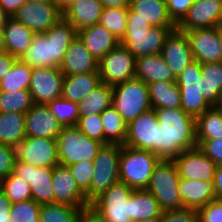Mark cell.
Returning a JSON list of instances; mask_svg holds the SVG:
<instances>
[{
  "label": "cell",
  "mask_w": 222,
  "mask_h": 222,
  "mask_svg": "<svg viewBox=\"0 0 222 222\" xmlns=\"http://www.w3.org/2000/svg\"><path fill=\"white\" fill-rule=\"evenodd\" d=\"M159 129L160 160L173 161L181 152L198 147L195 117L182 108L154 109Z\"/></svg>",
  "instance_id": "1"
},
{
  "label": "cell",
  "mask_w": 222,
  "mask_h": 222,
  "mask_svg": "<svg viewBox=\"0 0 222 222\" xmlns=\"http://www.w3.org/2000/svg\"><path fill=\"white\" fill-rule=\"evenodd\" d=\"M76 37L77 30L62 17L44 34H36L19 60L31 68H60L68 47Z\"/></svg>",
  "instance_id": "2"
},
{
  "label": "cell",
  "mask_w": 222,
  "mask_h": 222,
  "mask_svg": "<svg viewBox=\"0 0 222 222\" xmlns=\"http://www.w3.org/2000/svg\"><path fill=\"white\" fill-rule=\"evenodd\" d=\"M176 27L151 26L138 16L129 6L127 15V28L125 35L120 40L135 58L143 55L160 54L169 34Z\"/></svg>",
  "instance_id": "3"
},
{
  "label": "cell",
  "mask_w": 222,
  "mask_h": 222,
  "mask_svg": "<svg viewBox=\"0 0 222 222\" xmlns=\"http://www.w3.org/2000/svg\"><path fill=\"white\" fill-rule=\"evenodd\" d=\"M159 161L152 151L121 145L119 180L133 189H146Z\"/></svg>",
  "instance_id": "4"
},
{
  "label": "cell",
  "mask_w": 222,
  "mask_h": 222,
  "mask_svg": "<svg viewBox=\"0 0 222 222\" xmlns=\"http://www.w3.org/2000/svg\"><path fill=\"white\" fill-rule=\"evenodd\" d=\"M180 176L173 161L160 160L154 167L146 188L159 203L161 210L184 208L179 194Z\"/></svg>",
  "instance_id": "5"
},
{
  "label": "cell",
  "mask_w": 222,
  "mask_h": 222,
  "mask_svg": "<svg viewBox=\"0 0 222 222\" xmlns=\"http://www.w3.org/2000/svg\"><path fill=\"white\" fill-rule=\"evenodd\" d=\"M112 106L128 125L140 114L152 109L147 84L133 78L113 86Z\"/></svg>",
  "instance_id": "6"
},
{
  "label": "cell",
  "mask_w": 222,
  "mask_h": 222,
  "mask_svg": "<svg viewBox=\"0 0 222 222\" xmlns=\"http://www.w3.org/2000/svg\"><path fill=\"white\" fill-rule=\"evenodd\" d=\"M59 164L68 166L80 161H94L103 145L87 137L77 126L63 127L57 137Z\"/></svg>",
  "instance_id": "7"
},
{
  "label": "cell",
  "mask_w": 222,
  "mask_h": 222,
  "mask_svg": "<svg viewBox=\"0 0 222 222\" xmlns=\"http://www.w3.org/2000/svg\"><path fill=\"white\" fill-rule=\"evenodd\" d=\"M121 145L103 144L94 159V170L91 188L85 194L91 203L101 193L109 189L113 184L119 182V160Z\"/></svg>",
  "instance_id": "8"
},
{
  "label": "cell",
  "mask_w": 222,
  "mask_h": 222,
  "mask_svg": "<svg viewBox=\"0 0 222 222\" xmlns=\"http://www.w3.org/2000/svg\"><path fill=\"white\" fill-rule=\"evenodd\" d=\"M201 71L202 64L193 60L176 78L180 89L181 108L195 118L211 107L202 94Z\"/></svg>",
  "instance_id": "9"
},
{
  "label": "cell",
  "mask_w": 222,
  "mask_h": 222,
  "mask_svg": "<svg viewBox=\"0 0 222 222\" xmlns=\"http://www.w3.org/2000/svg\"><path fill=\"white\" fill-rule=\"evenodd\" d=\"M133 190V188L119 181L96 197L90 206L106 222H131L130 196Z\"/></svg>",
  "instance_id": "10"
},
{
  "label": "cell",
  "mask_w": 222,
  "mask_h": 222,
  "mask_svg": "<svg viewBox=\"0 0 222 222\" xmlns=\"http://www.w3.org/2000/svg\"><path fill=\"white\" fill-rule=\"evenodd\" d=\"M98 71L101 82L113 87L135 78V57L119 43L99 60Z\"/></svg>",
  "instance_id": "11"
},
{
  "label": "cell",
  "mask_w": 222,
  "mask_h": 222,
  "mask_svg": "<svg viewBox=\"0 0 222 222\" xmlns=\"http://www.w3.org/2000/svg\"><path fill=\"white\" fill-rule=\"evenodd\" d=\"M159 121L154 109L140 114L127 125V146L159 154Z\"/></svg>",
  "instance_id": "12"
},
{
  "label": "cell",
  "mask_w": 222,
  "mask_h": 222,
  "mask_svg": "<svg viewBox=\"0 0 222 222\" xmlns=\"http://www.w3.org/2000/svg\"><path fill=\"white\" fill-rule=\"evenodd\" d=\"M16 159L36 167L59 165L57 139L26 137L16 148Z\"/></svg>",
  "instance_id": "13"
},
{
  "label": "cell",
  "mask_w": 222,
  "mask_h": 222,
  "mask_svg": "<svg viewBox=\"0 0 222 222\" xmlns=\"http://www.w3.org/2000/svg\"><path fill=\"white\" fill-rule=\"evenodd\" d=\"M13 17L35 34H44L63 17V12L55 3L26 1Z\"/></svg>",
  "instance_id": "14"
},
{
  "label": "cell",
  "mask_w": 222,
  "mask_h": 222,
  "mask_svg": "<svg viewBox=\"0 0 222 222\" xmlns=\"http://www.w3.org/2000/svg\"><path fill=\"white\" fill-rule=\"evenodd\" d=\"M51 167H36L15 160L13 173L30 185L32 199L39 204L54 203Z\"/></svg>",
  "instance_id": "15"
},
{
  "label": "cell",
  "mask_w": 222,
  "mask_h": 222,
  "mask_svg": "<svg viewBox=\"0 0 222 222\" xmlns=\"http://www.w3.org/2000/svg\"><path fill=\"white\" fill-rule=\"evenodd\" d=\"M64 74L60 68H33L29 91L34 104H48L56 98L62 97Z\"/></svg>",
  "instance_id": "16"
},
{
  "label": "cell",
  "mask_w": 222,
  "mask_h": 222,
  "mask_svg": "<svg viewBox=\"0 0 222 222\" xmlns=\"http://www.w3.org/2000/svg\"><path fill=\"white\" fill-rule=\"evenodd\" d=\"M188 38L194 60L204 63L222 61L218 27L183 31Z\"/></svg>",
  "instance_id": "17"
},
{
  "label": "cell",
  "mask_w": 222,
  "mask_h": 222,
  "mask_svg": "<svg viewBox=\"0 0 222 222\" xmlns=\"http://www.w3.org/2000/svg\"><path fill=\"white\" fill-rule=\"evenodd\" d=\"M173 162L180 178L213 182L217 165L198 147L181 152Z\"/></svg>",
  "instance_id": "18"
},
{
  "label": "cell",
  "mask_w": 222,
  "mask_h": 222,
  "mask_svg": "<svg viewBox=\"0 0 222 222\" xmlns=\"http://www.w3.org/2000/svg\"><path fill=\"white\" fill-rule=\"evenodd\" d=\"M222 24V0H194L183 20L180 31L218 27Z\"/></svg>",
  "instance_id": "19"
},
{
  "label": "cell",
  "mask_w": 222,
  "mask_h": 222,
  "mask_svg": "<svg viewBox=\"0 0 222 222\" xmlns=\"http://www.w3.org/2000/svg\"><path fill=\"white\" fill-rule=\"evenodd\" d=\"M52 182L54 189V203L85 208L90 205L86 195L80 190L76 180L71 175L68 166L53 167Z\"/></svg>",
  "instance_id": "20"
},
{
  "label": "cell",
  "mask_w": 222,
  "mask_h": 222,
  "mask_svg": "<svg viewBox=\"0 0 222 222\" xmlns=\"http://www.w3.org/2000/svg\"><path fill=\"white\" fill-rule=\"evenodd\" d=\"M160 54L176 78L194 60L187 36L177 28L166 38Z\"/></svg>",
  "instance_id": "21"
},
{
  "label": "cell",
  "mask_w": 222,
  "mask_h": 222,
  "mask_svg": "<svg viewBox=\"0 0 222 222\" xmlns=\"http://www.w3.org/2000/svg\"><path fill=\"white\" fill-rule=\"evenodd\" d=\"M26 136L57 139L63 126L54 117L48 107L34 104L25 113Z\"/></svg>",
  "instance_id": "22"
},
{
  "label": "cell",
  "mask_w": 222,
  "mask_h": 222,
  "mask_svg": "<svg viewBox=\"0 0 222 222\" xmlns=\"http://www.w3.org/2000/svg\"><path fill=\"white\" fill-rule=\"evenodd\" d=\"M98 63L99 61L91 55L81 39L77 36L65 53L60 65V71L64 75L99 72Z\"/></svg>",
  "instance_id": "23"
},
{
  "label": "cell",
  "mask_w": 222,
  "mask_h": 222,
  "mask_svg": "<svg viewBox=\"0 0 222 222\" xmlns=\"http://www.w3.org/2000/svg\"><path fill=\"white\" fill-rule=\"evenodd\" d=\"M77 36L97 61L120 43L109 30L99 23L80 29L77 31Z\"/></svg>",
  "instance_id": "24"
},
{
  "label": "cell",
  "mask_w": 222,
  "mask_h": 222,
  "mask_svg": "<svg viewBox=\"0 0 222 222\" xmlns=\"http://www.w3.org/2000/svg\"><path fill=\"white\" fill-rule=\"evenodd\" d=\"M104 6L100 0H74L63 12V17L79 31L98 24Z\"/></svg>",
  "instance_id": "25"
},
{
  "label": "cell",
  "mask_w": 222,
  "mask_h": 222,
  "mask_svg": "<svg viewBox=\"0 0 222 222\" xmlns=\"http://www.w3.org/2000/svg\"><path fill=\"white\" fill-rule=\"evenodd\" d=\"M135 78L146 84L156 81H176V77L161 54L143 55L135 58Z\"/></svg>",
  "instance_id": "26"
},
{
  "label": "cell",
  "mask_w": 222,
  "mask_h": 222,
  "mask_svg": "<svg viewBox=\"0 0 222 222\" xmlns=\"http://www.w3.org/2000/svg\"><path fill=\"white\" fill-rule=\"evenodd\" d=\"M179 194L184 208H199L216 199L213 182L180 178Z\"/></svg>",
  "instance_id": "27"
},
{
  "label": "cell",
  "mask_w": 222,
  "mask_h": 222,
  "mask_svg": "<svg viewBox=\"0 0 222 222\" xmlns=\"http://www.w3.org/2000/svg\"><path fill=\"white\" fill-rule=\"evenodd\" d=\"M6 52L19 59L31 45L36 35L14 17H9L2 27Z\"/></svg>",
  "instance_id": "28"
},
{
  "label": "cell",
  "mask_w": 222,
  "mask_h": 222,
  "mask_svg": "<svg viewBox=\"0 0 222 222\" xmlns=\"http://www.w3.org/2000/svg\"><path fill=\"white\" fill-rule=\"evenodd\" d=\"M101 83L99 72L65 75L62 97L71 102L79 103Z\"/></svg>",
  "instance_id": "29"
},
{
  "label": "cell",
  "mask_w": 222,
  "mask_h": 222,
  "mask_svg": "<svg viewBox=\"0 0 222 222\" xmlns=\"http://www.w3.org/2000/svg\"><path fill=\"white\" fill-rule=\"evenodd\" d=\"M130 7L134 16L141 17L151 26L176 27L168 15L166 0H134Z\"/></svg>",
  "instance_id": "30"
},
{
  "label": "cell",
  "mask_w": 222,
  "mask_h": 222,
  "mask_svg": "<svg viewBox=\"0 0 222 222\" xmlns=\"http://www.w3.org/2000/svg\"><path fill=\"white\" fill-rule=\"evenodd\" d=\"M159 203L146 189H134L130 196L131 222L153 219L162 216Z\"/></svg>",
  "instance_id": "31"
},
{
  "label": "cell",
  "mask_w": 222,
  "mask_h": 222,
  "mask_svg": "<svg viewBox=\"0 0 222 222\" xmlns=\"http://www.w3.org/2000/svg\"><path fill=\"white\" fill-rule=\"evenodd\" d=\"M26 137L24 113L0 112V144L16 148Z\"/></svg>",
  "instance_id": "32"
},
{
  "label": "cell",
  "mask_w": 222,
  "mask_h": 222,
  "mask_svg": "<svg viewBox=\"0 0 222 222\" xmlns=\"http://www.w3.org/2000/svg\"><path fill=\"white\" fill-rule=\"evenodd\" d=\"M152 109L181 108L180 89L176 81H156L147 84Z\"/></svg>",
  "instance_id": "33"
},
{
  "label": "cell",
  "mask_w": 222,
  "mask_h": 222,
  "mask_svg": "<svg viewBox=\"0 0 222 222\" xmlns=\"http://www.w3.org/2000/svg\"><path fill=\"white\" fill-rule=\"evenodd\" d=\"M113 87L101 83L78 103L79 117L101 114L112 105Z\"/></svg>",
  "instance_id": "34"
},
{
  "label": "cell",
  "mask_w": 222,
  "mask_h": 222,
  "mask_svg": "<svg viewBox=\"0 0 222 222\" xmlns=\"http://www.w3.org/2000/svg\"><path fill=\"white\" fill-rule=\"evenodd\" d=\"M202 94L212 107L222 95V61L202 64Z\"/></svg>",
  "instance_id": "35"
},
{
  "label": "cell",
  "mask_w": 222,
  "mask_h": 222,
  "mask_svg": "<svg viewBox=\"0 0 222 222\" xmlns=\"http://www.w3.org/2000/svg\"><path fill=\"white\" fill-rule=\"evenodd\" d=\"M100 117L104 130V144L124 145L127 124L117 110L111 105L100 114Z\"/></svg>",
  "instance_id": "36"
},
{
  "label": "cell",
  "mask_w": 222,
  "mask_h": 222,
  "mask_svg": "<svg viewBox=\"0 0 222 222\" xmlns=\"http://www.w3.org/2000/svg\"><path fill=\"white\" fill-rule=\"evenodd\" d=\"M195 120L197 140L222 138V114L215 107H210Z\"/></svg>",
  "instance_id": "37"
},
{
  "label": "cell",
  "mask_w": 222,
  "mask_h": 222,
  "mask_svg": "<svg viewBox=\"0 0 222 222\" xmlns=\"http://www.w3.org/2000/svg\"><path fill=\"white\" fill-rule=\"evenodd\" d=\"M33 68L19 59L15 61L10 71L0 81L1 91L11 92L29 89Z\"/></svg>",
  "instance_id": "38"
},
{
  "label": "cell",
  "mask_w": 222,
  "mask_h": 222,
  "mask_svg": "<svg viewBox=\"0 0 222 222\" xmlns=\"http://www.w3.org/2000/svg\"><path fill=\"white\" fill-rule=\"evenodd\" d=\"M81 210L67 204H41L39 222H77Z\"/></svg>",
  "instance_id": "39"
},
{
  "label": "cell",
  "mask_w": 222,
  "mask_h": 222,
  "mask_svg": "<svg viewBox=\"0 0 222 222\" xmlns=\"http://www.w3.org/2000/svg\"><path fill=\"white\" fill-rule=\"evenodd\" d=\"M34 105L29 89L0 91V112L26 113Z\"/></svg>",
  "instance_id": "40"
},
{
  "label": "cell",
  "mask_w": 222,
  "mask_h": 222,
  "mask_svg": "<svg viewBox=\"0 0 222 222\" xmlns=\"http://www.w3.org/2000/svg\"><path fill=\"white\" fill-rule=\"evenodd\" d=\"M45 105L63 127L77 126L79 121L78 103L59 97Z\"/></svg>",
  "instance_id": "41"
},
{
  "label": "cell",
  "mask_w": 222,
  "mask_h": 222,
  "mask_svg": "<svg viewBox=\"0 0 222 222\" xmlns=\"http://www.w3.org/2000/svg\"><path fill=\"white\" fill-rule=\"evenodd\" d=\"M128 7L104 8L99 24L109 30L119 41L127 28Z\"/></svg>",
  "instance_id": "42"
},
{
  "label": "cell",
  "mask_w": 222,
  "mask_h": 222,
  "mask_svg": "<svg viewBox=\"0 0 222 222\" xmlns=\"http://www.w3.org/2000/svg\"><path fill=\"white\" fill-rule=\"evenodd\" d=\"M0 189L11 203L25 202L32 199L30 185L13 172L0 181Z\"/></svg>",
  "instance_id": "43"
},
{
  "label": "cell",
  "mask_w": 222,
  "mask_h": 222,
  "mask_svg": "<svg viewBox=\"0 0 222 222\" xmlns=\"http://www.w3.org/2000/svg\"><path fill=\"white\" fill-rule=\"evenodd\" d=\"M40 206L33 199L12 203L9 215L11 222H39Z\"/></svg>",
  "instance_id": "44"
},
{
  "label": "cell",
  "mask_w": 222,
  "mask_h": 222,
  "mask_svg": "<svg viewBox=\"0 0 222 222\" xmlns=\"http://www.w3.org/2000/svg\"><path fill=\"white\" fill-rule=\"evenodd\" d=\"M71 175L76 180L80 190L86 194L91 188L93 177L94 161H80L75 164L68 165Z\"/></svg>",
  "instance_id": "45"
},
{
  "label": "cell",
  "mask_w": 222,
  "mask_h": 222,
  "mask_svg": "<svg viewBox=\"0 0 222 222\" xmlns=\"http://www.w3.org/2000/svg\"><path fill=\"white\" fill-rule=\"evenodd\" d=\"M77 127L87 137L104 144V130L100 114L79 117Z\"/></svg>",
  "instance_id": "46"
},
{
  "label": "cell",
  "mask_w": 222,
  "mask_h": 222,
  "mask_svg": "<svg viewBox=\"0 0 222 222\" xmlns=\"http://www.w3.org/2000/svg\"><path fill=\"white\" fill-rule=\"evenodd\" d=\"M198 222H222V200L215 199L197 210Z\"/></svg>",
  "instance_id": "47"
},
{
  "label": "cell",
  "mask_w": 222,
  "mask_h": 222,
  "mask_svg": "<svg viewBox=\"0 0 222 222\" xmlns=\"http://www.w3.org/2000/svg\"><path fill=\"white\" fill-rule=\"evenodd\" d=\"M161 222H198V212L194 208H182L162 212Z\"/></svg>",
  "instance_id": "48"
},
{
  "label": "cell",
  "mask_w": 222,
  "mask_h": 222,
  "mask_svg": "<svg viewBox=\"0 0 222 222\" xmlns=\"http://www.w3.org/2000/svg\"><path fill=\"white\" fill-rule=\"evenodd\" d=\"M193 2L194 0H166L168 15L176 26L186 16Z\"/></svg>",
  "instance_id": "49"
},
{
  "label": "cell",
  "mask_w": 222,
  "mask_h": 222,
  "mask_svg": "<svg viewBox=\"0 0 222 222\" xmlns=\"http://www.w3.org/2000/svg\"><path fill=\"white\" fill-rule=\"evenodd\" d=\"M15 160V148L0 144V181L13 172Z\"/></svg>",
  "instance_id": "50"
},
{
  "label": "cell",
  "mask_w": 222,
  "mask_h": 222,
  "mask_svg": "<svg viewBox=\"0 0 222 222\" xmlns=\"http://www.w3.org/2000/svg\"><path fill=\"white\" fill-rule=\"evenodd\" d=\"M197 145L216 165H222V138L197 140Z\"/></svg>",
  "instance_id": "51"
},
{
  "label": "cell",
  "mask_w": 222,
  "mask_h": 222,
  "mask_svg": "<svg viewBox=\"0 0 222 222\" xmlns=\"http://www.w3.org/2000/svg\"><path fill=\"white\" fill-rule=\"evenodd\" d=\"M77 222H106L105 219L90 205L82 208Z\"/></svg>",
  "instance_id": "52"
},
{
  "label": "cell",
  "mask_w": 222,
  "mask_h": 222,
  "mask_svg": "<svg viewBox=\"0 0 222 222\" xmlns=\"http://www.w3.org/2000/svg\"><path fill=\"white\" fill-rule=\"evenodd\" d=\"M16 60L17 58L11 56L8 52L0 54V81L10 71Z\"/></svg>",
  "instance_id": "53"
},
{
  "label": "cell",
  "mask_w": 222,
  "mask_h": 222,
  "mask_svg": "<svg viewBox=\"0 0 222 222\" xmlns=\"http://www.w3.org/2000/svg\"><path fill=\"white\" fill-rule=\"evenodd\" d=\"M11 204L4 192L0 189V222H11L9 216Z\"/></svg>",
  "instance_id": "54"
},
{
  "label": "cell",
  "mask_w": 222,
  "mask_h": 222,
  "mask_svg": "<svg viewBox=\"0 0 222 222\" xmlns=\"http://www.w3.org/2000/svg\"><path fill=\"white\" fill-rule=\"evenodd\" d=\"M27 0H0V5L3 10L10 16L18 11V9L26 2Z\"/></svg>",
  "instance_id": "55"
},
{
  "label": "cell",
  "mask_w": 222,
  "mask_h": 222,
  "mask_svg": "<svg viewBox=\"0 0 222 222\" xmlns=\"http://www.w3.org/2000/svg\"><path fill=\"white\" fill-rule=\"evenodd\" d=\"M216 199L222 200V165H217L213 178Z\"/></svg>",
  "instance_id": "56"
},
{
  "label": "cell",
  "mask_w": 222,
  "mask_h": 222,
  "mask_svg": "<svg viewBox=\"0 0 222 222\" xmlns=\"http://www.w3.org/2000/svg\"><path fill=\"white\" fill-rule=\"evenodd\" d=\"M104 6V8H121V7H129L130 3L128 0H100Z\"/></svg>",
  "instance_id": "57"
},
{
  "label": "cell",
  "mask_w": 222,
  "mask_h": 222,
  "mask_svg": "<svg viewBox=\"0 0 222 222\" xmlns=\"http://www.w3.org/2000/svg\"><path fill=\"white\" fill-rule=\"evenodd\" d=\"M74 0H54V3L63 11L67 8Z\"/></svg>",
  "instance_id": "58"
},
{
  "label": "cell",
  "mask_w": 222,
  "mask_h": 222,
  "mask_svg": "<svg viewBox=\"0 0 222 222\" xmlns=\"http://www.w3.org/2000/svg\"><path fill=\"white\" fill-rule=\"evenodd\" d=\"M10 16L3 10V8L0 5V29L5 25L7 19Z\"/></svg>",
  "instance_id": "59"
},
{
  "label": "cell",
  "mask_w": 222,
  "mask_h": 222,
  "mask_svg": "<svg viewBox=\"0 0 222 222\" xmlns=\"http://www.w3.org/2000/svg\"><path fill=\"white\" fill-rule=\"evenodd\" d=\"M6 52L3 30L0 29V54Z\"/></svg>",
  "instance_id": "60"
},
{
  "label": "cell",
  "mask_w": 222,
  "mask_h": 222,
  "mask_svg": "<svg viewBox=\"0 0 222 222\" xmlns=\"http://www.w3.org/2000/svg\"><path fill=\"white\" fill-rule=\"evenodd\" d=\"M222 114V95L217 100V103L213 106Z\"/></svg>",
  "instance_id": "61"
},
{
  "label": "cell",
  "mask_w": 222,
  "mask_h": 222,
  "mask_svg": "<svg viewBox=\"0 0 222 222\" xmlns=\"http://www.w3.org/2000/svg\"><path fill=\"white\" fill-rule=\"evenodd\" d=\"M218 33H219V43L222 50V24L218 26Z\"/></svg>",
  "instance_id": "62"
},
{
  "label": "cell",
  "mask_w": 222,
  "mask_h": 222,
  "mask_svg": "<svg viewBox=\"0 0 222 222\" xmlns=\"http://www.w3.org/2000/svg\"><path fill=\"white\" fill-rule=\"evenodd\" d=\"M139 222H161V217H156L153 219L143 220V221H139Z\"/></svg>",
  "instance_id": "63"
},
{
  "label": "cell",
  "mask_w": 222,
  "mask_h": 222,
  "mask_svg": "<svg viewBox=\"0 0 222 222\" xmlns=\"http://www.w3.org/2000/svg\"><path fill=\"white\" fill-rule=\"evenodd\" d=\"M27 1L36 2V3H41V2L54 3V0H27Z\"/></svg>",
  "instance_id": "64"
}]
</instances>
